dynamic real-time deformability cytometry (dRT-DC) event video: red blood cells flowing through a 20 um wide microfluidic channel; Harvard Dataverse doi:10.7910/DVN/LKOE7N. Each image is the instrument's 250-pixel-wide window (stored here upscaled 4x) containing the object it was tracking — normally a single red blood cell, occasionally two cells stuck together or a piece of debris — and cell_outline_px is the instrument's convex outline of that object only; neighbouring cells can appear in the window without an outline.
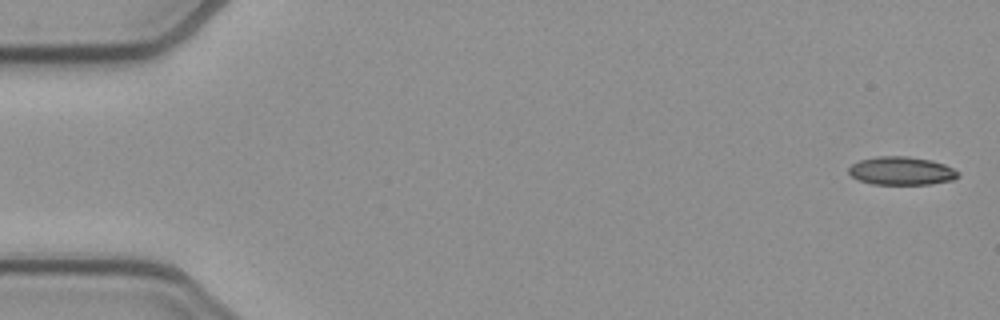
{"species": "common noctule bat (a hibernating species)", "species_latin": "Nyctalus noctula", "temperature_condition": "cold", "stored_images_in_passage": 47, "camera_frame_rate_fps": 3000, "um_per_image_px": 0.085, "animal": {"sex": "female", "body_mass_g": 21.9}, "frame": {"image": 1, "passage_image": 1, "time_ms": 0.0, "image_size_px": [1000, 320], "cell_outline_px": [[960, 176], [952, 180], [932, 184], [872, 184], [860, 180], [852, 176], [848, 172], [848, 168], [852, 164], [860, 160], [876, 156], [908, 156], [932, 160], [944, 164], [960, 172]], "centroid_in_image_um": [76.64, 14.52], "position_along_channel_um": 8.4, "area_um2": 18.09}}
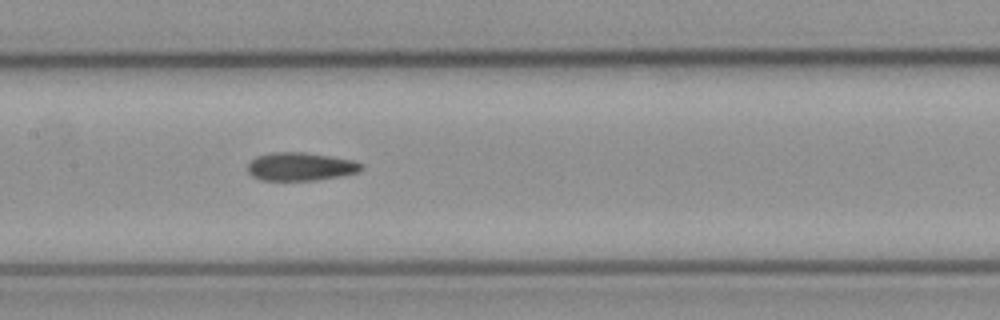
{"frame": {"image": 2, "passage_image": 25, "time_ms": 8.0, "image_size_px": [1000, 320], "cell_outline_px": [[364, 168], [360, 172], [344, 176], [316, 180], [260, 180], [252, 176], [248, 172], [248, 164], [256, 156], [272, 152], [304, 152], [356, 160], [364, 164]], "centroid_in_image_um": [25.61, 14.16], "position_along_channel_um": 181.8, "area_um2": 19.02}}
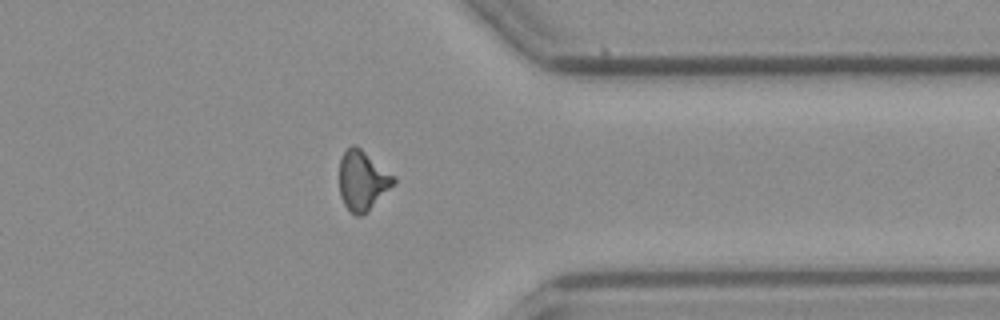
{"frame": {"image": 3, "passage_image": 41, "time_ms": 13.333, "image_size_px": [1000, 320], "cell_outline_px": [[396, 180], [368, 212], [360, 216], [356, 216], [344, 204], [340, 196], [340, 160], [344, 152], [352, 144], [356, 144], [396, 176]], "centroid_in_image_um": [30.82, 15.32], "position_along_channel_um": 380.6, "area_um2": 18.79}}